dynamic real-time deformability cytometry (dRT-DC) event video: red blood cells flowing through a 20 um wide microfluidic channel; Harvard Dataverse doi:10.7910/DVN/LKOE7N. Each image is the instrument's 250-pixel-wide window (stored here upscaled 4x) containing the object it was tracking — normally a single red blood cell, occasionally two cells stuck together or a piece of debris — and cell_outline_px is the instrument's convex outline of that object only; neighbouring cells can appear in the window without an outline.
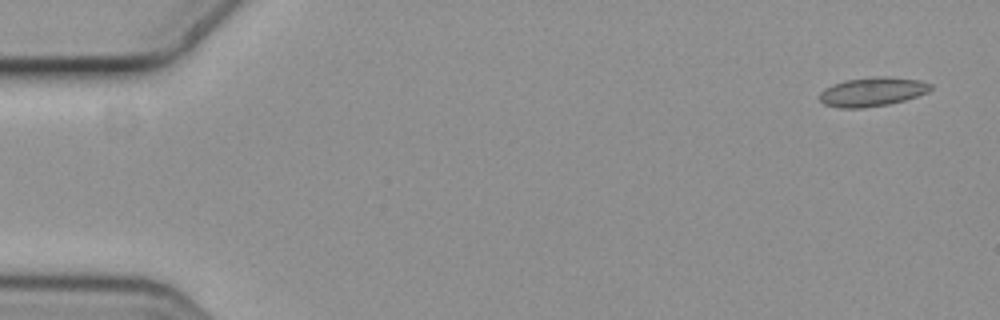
{"species": "common noctule bat (a hibernating species)", "species_latin": "Nyctalus noctula", "temperature_condition": "cold", "stored_images_in_passage": 2, "camera_frame_rate_fps": 3000, "um_per_image_px": 0.085, "animal": {"sex": "female", "body_mass_g": 19.3, "forearm_length_mm": 54.1}, "frame": {"image": 1, "passage_image": 1, "time_ms": 0.0, "image_size_px": [1000, 320], "cell_outline_px": [[932, 88], [928, 92], [904, 100], [888, 104], [864, 108], [840, 108], [824, 104], [820, 100], [820, 92], [824, 88], [832, 84], [844, 80], [872, 76], [888, 76], [920, 80], [932, 84]], "centroid_in_image_um": [74.13, 7.79], "position_along_channel_um": 10.9, "area_um2": 18.96}}